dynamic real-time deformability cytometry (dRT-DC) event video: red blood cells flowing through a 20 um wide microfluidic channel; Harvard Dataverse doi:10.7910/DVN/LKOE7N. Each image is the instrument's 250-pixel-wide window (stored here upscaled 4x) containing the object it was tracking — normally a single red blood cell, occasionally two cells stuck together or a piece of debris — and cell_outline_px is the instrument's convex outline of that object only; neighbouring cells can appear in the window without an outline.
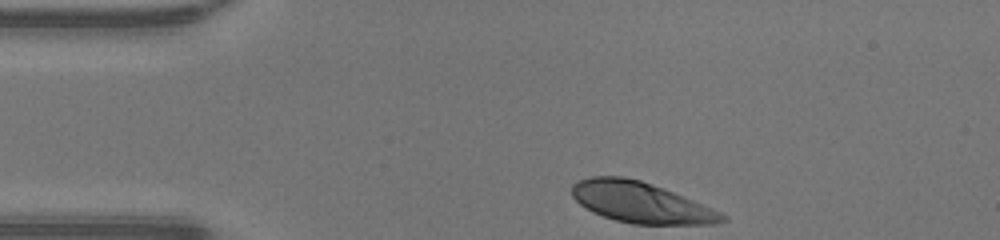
{"species": "human", "species_latin": "Homo sapiens", "temperature_condition": "warm", "stored_images_in_passage": 31, "camera_frame_rate_fps": 3000, "um_per_image_px": 0.085, "donor": {"sex": "male"}, "frame": {"image": 1, "passage_image": 1, "time_ms": 0.0, "image_size_px": [1000, 240], "cell_outline_px": [[728, 220], [712, 224], [632, 224], [616, 220], [592, 212], [580, 204], [572, 196], [572, 184], [580, 180], [592, 176], [624, 176], [640, 180], [672, 192], [692, 200], [720, 212], [728, 216]], "centroid_in_image_um": [54.44, 17.21], "position_along_channel_um": 30.6, "area_um2": 35.26}}
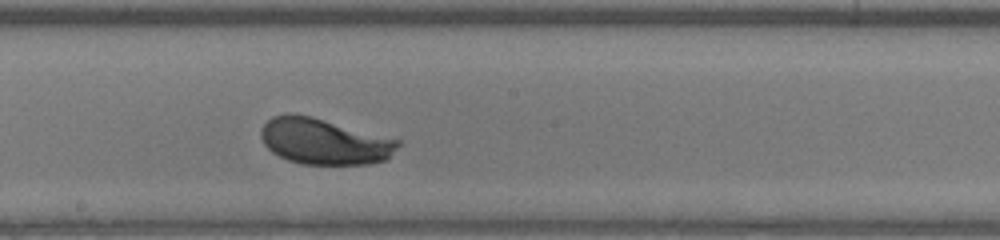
{"frame": {"image": 2, "passage_image": 18, "time_ms": 5.667, "image_size_px": [1000, 240], "cell_outline_px": [[400, 144], [388, 160], [368, 164], [300, 164], [288, 160], [272, 152], [264, 144], [260, 136], [260, 128], [272, 116], [288, 112], [292, 112], [312, 116], [400, 140]], "centroid_in_image_um": [27.53, 12.01], "position_along_channel_um": 220.7, "area_um2": 36.99}}
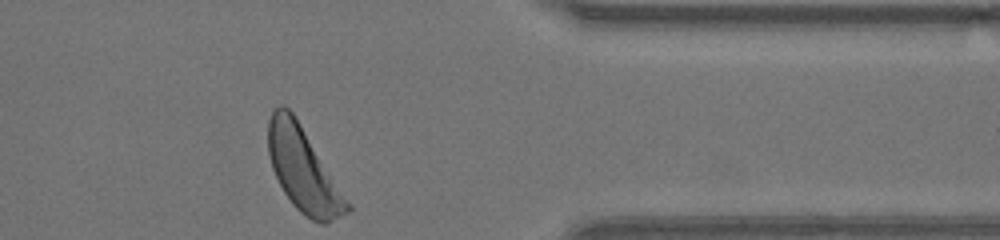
{"frame": {"image": 3, "passage_image": 31, "time_ms": 10.0, "image_size_px": [1000, 240], "cell_outline_px": [[352, 208], [348, 212], [324, 224], [320, 224], [312, 220], [300, 212], [292, 204], [284, 192], [272, 168], [268, 156], [268, 120], [272, 112], [280, 104], [284, 104], [292, 112], [352, 204]], "centroid_in_image_um": [25.78, 14.44], "position_along_channel_um": 385.6, "area_um2": 38.32}, "authors_computed_cell_mechanics": {"area_um2": 36.6452, "velocity_mm_per_s": 4.237, "shape_relaxation_time_tau1_ms": 1.5889, "shape_relaxation_time_tau2_ms": null, "deformation_change_tau1": 0.1512, "deformation_change_tau2": null}}